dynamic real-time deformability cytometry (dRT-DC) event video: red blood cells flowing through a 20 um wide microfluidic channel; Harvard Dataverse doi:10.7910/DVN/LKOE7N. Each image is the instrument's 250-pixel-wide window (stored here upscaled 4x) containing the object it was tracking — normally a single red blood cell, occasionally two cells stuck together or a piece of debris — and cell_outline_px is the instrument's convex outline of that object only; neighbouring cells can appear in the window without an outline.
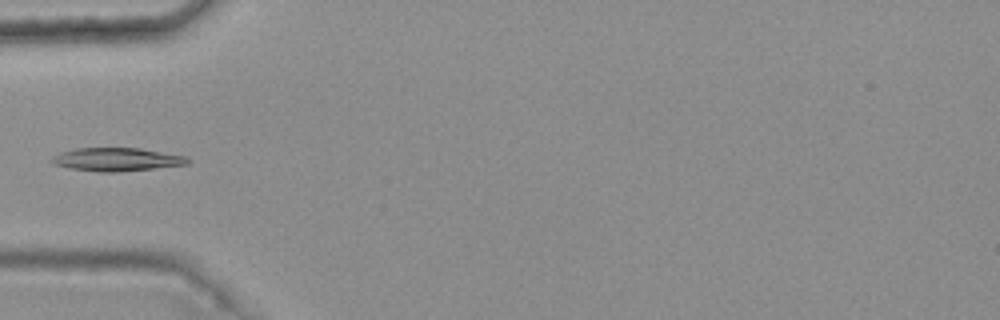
{"species": "common noctule bat (a hibernating species)", "species_latin": "Nyctalus noctula", "temperature_condition": "warm", "stored_images_in_passage": 4, "camera_frame_rate_fps": 3000, "um_per_image_px": 0.085, "animal": {"sex": "female", "body_mass_g": 25.1}, "frame": {"image": 1, "passage_image": 4, "time_ms": 1.0, "image_size_px": [1000, 320], "cell_outline_px": [[188, 164], [116, 172], [100, 172], [68, 168], [52, 164], [52, 156], [60, 152], [76, 148], [140, 148], [184, 156], [188, 160]], "centroid_in_image_um": [9.84, 13.55], "position_along_channel_um": 75.2, "area_um2": 18.21}}